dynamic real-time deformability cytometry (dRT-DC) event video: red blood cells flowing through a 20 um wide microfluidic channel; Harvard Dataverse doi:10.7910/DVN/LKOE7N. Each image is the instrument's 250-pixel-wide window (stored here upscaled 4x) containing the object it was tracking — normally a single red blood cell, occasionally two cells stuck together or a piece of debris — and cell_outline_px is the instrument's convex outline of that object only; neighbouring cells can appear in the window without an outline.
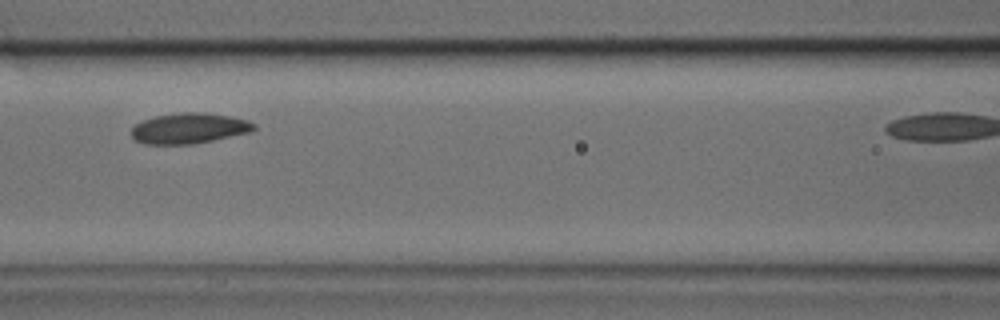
{"species": "common noctule bat (a hibernating species)", "species_latin": "Nyctalus noctula", "temperature_condition": "cold", "stored_images_in_passage": 18, "camera_frame_rate_fps": 3000, "um_per_image_px": 0.085, "animal": {"sex": "male", "body_mass_g": 17.9, "forearm_length_mm": 54.2}, "frame": {"image": 1, "passage_image": 8, "time_ms": 2.333, "image_size_px": [1000, 320], "cell_outline_px": [[256, 128], [252, 132], [192, 144], [144, 144], [136, 140], [132, 136], [132, 128], [136, 124], [144, 120], [156, 116], [180, 112], [204, 112], [228, 116], [248, 120], [256, 124]], "centroid_in_image_um": [16.1, 10.9], "position_along_channel_um": 150.5, "area_um2": 21.73}}
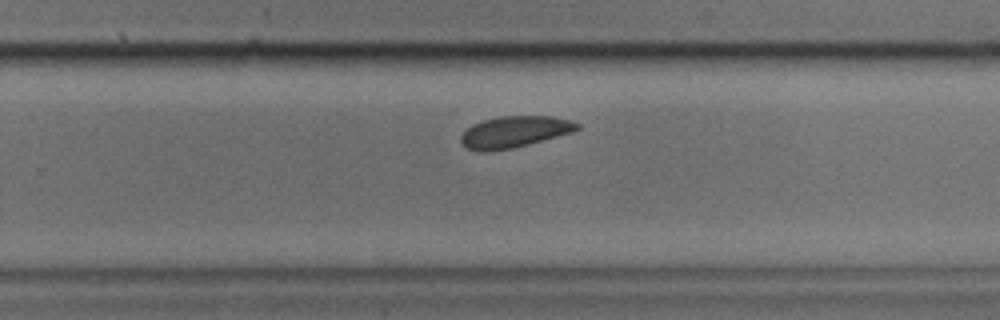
{"frame": {"image": 2, "passage_image": 16, "time_ms": 5.0, "image_size_px": [1000, 320], "cell_outline_px": [[580, 128], [576, 132], [512, 148], [484, 152], [480, 152], [468, 148], [460, 144], [460, 136], [472, 124], [484, 120], [500, 116], [552, 116], [568, 120], [580, 124]], "centroid_in_image_um": [43.73, 11.21], "position_along_channel_um": 286.1, "area_um2": 21.39}}